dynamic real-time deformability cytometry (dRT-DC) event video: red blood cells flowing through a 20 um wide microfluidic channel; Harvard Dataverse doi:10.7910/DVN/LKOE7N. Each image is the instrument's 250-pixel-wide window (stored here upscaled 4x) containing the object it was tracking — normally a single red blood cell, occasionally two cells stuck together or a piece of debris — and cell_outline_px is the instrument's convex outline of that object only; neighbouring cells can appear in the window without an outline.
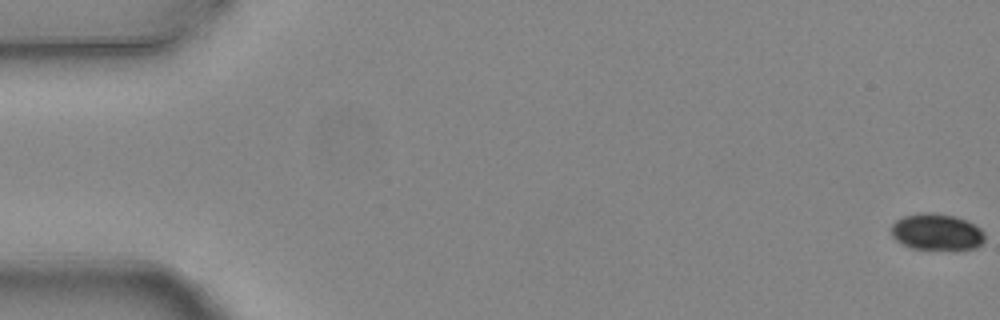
{"species": "common noctule bat (a hibernating species)", "species_latin": "Nyctalus noctula", "temperature_condition": "warm", "stored_images_in_passage": 7, "camera_frame_rate_fps": 3000, "um_per_image_px": 0.085, "animal": {"sex": "female", "body_mass_g": 24.6, "forearm_length_mm": 56.2}, "frame": {"image": 1, "passage_image": 1, "time_ms": 0.0, "image_size_px": [1000, 320], "cell_outline_px": [[984, 240], [976, 248], [956, 252], [952, 252], [912, 248], [896, 240], [892, 236], [892, 224], [896, 220], [904, 216], [920, 212], [932, 212], [952, 216], [964, 220], [980, 228], [984, 232]], "centroid_in_image_um": [79.64, 19.76], "position_along_channel_um": 5.4, "area_um2": 20.35}}
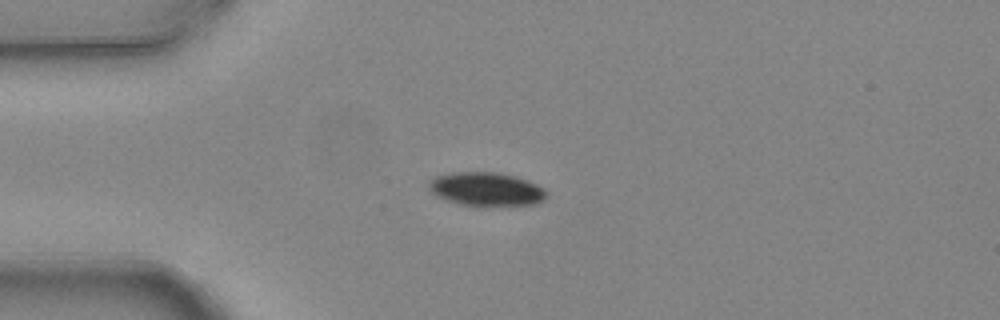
{"frame": {"image": 2, "passage_image": 5, "time_ms": 1.333, "image_size_px": [1000, 320], "cell_outline_px": [[548, 196], [544, 200], [536, 204], [484, 208], [460, 204], [436, 196], [428, 188], [428, 184], [436, 176], [452, 172], [496, 172], [516, 176], [528, 180], [544, 188]], "centroid_in_image_um": [41.37, 16.11], "position_along_channel_um": 43.6, "area_um2": 23.7}}
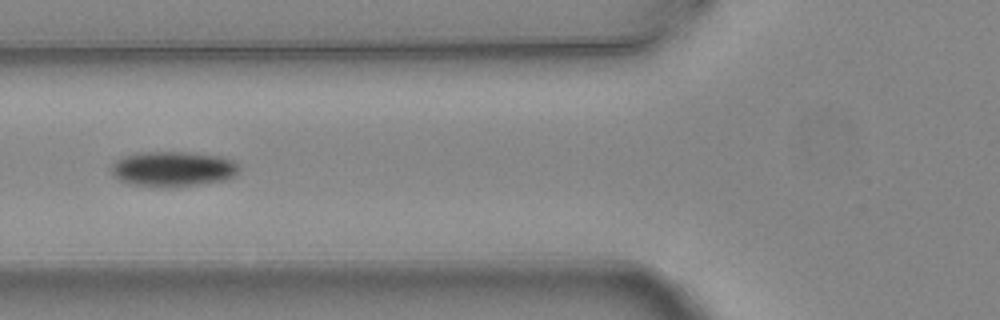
{"frame": {"image": 3, "passage_image": 7, "time_ms": 2.0, "image_size_px": [1000, 320], "cell_outline_px": [[240, 168], [236, 176], [224, 180], [168, 188], [156, 188], [132, 184], [120, 180], [112, 176], [112, 164], [116, 160], [124, 156], [136, 152], [196, 152], [224, 156], [240, 164]], "centroid_in_image_um": [14.73, 14.35], "position_along_channel_um": 111.1, "area_um2": 26.76}}